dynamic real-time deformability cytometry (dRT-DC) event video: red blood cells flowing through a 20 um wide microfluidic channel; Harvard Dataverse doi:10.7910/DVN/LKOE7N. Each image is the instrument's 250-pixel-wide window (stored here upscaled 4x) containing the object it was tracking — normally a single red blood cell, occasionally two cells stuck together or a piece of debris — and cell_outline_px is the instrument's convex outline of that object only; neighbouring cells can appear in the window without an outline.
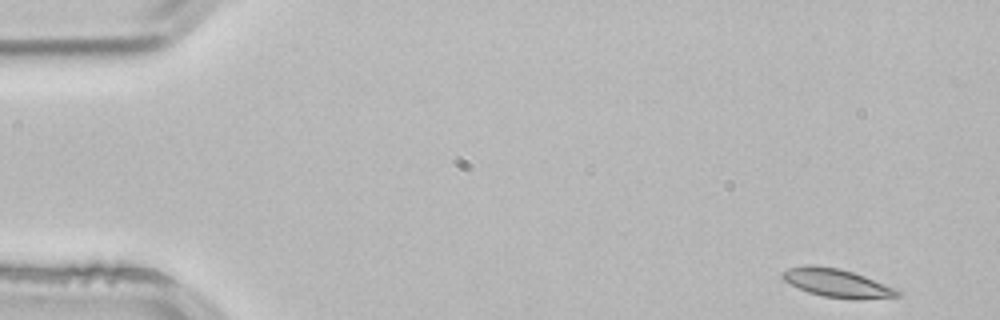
{"species": "common noctule bat (a hibernating species)", "species_latin": "Nyctalus noctula", "temperature_condition": "room temperature", "stored_images_in_passage": 4, "segment_of_instrument_passage": [1, 2], "camera_frame_rate_fps": 3000, "um_per_image_px": 0.085, "animal": {"sex": "male", "body_mass_g": 21.5, "forearm_length_mm": 52.0}, "frame": {"image": 1, "passage_image": 1, "time_ms": 0.0, "image_size_px": [1000, 320], "cell_outline_px": [[904, 296], [824, 296], [808, 292], [784, 280], [780, 276], [780, 272], [788, 268], [804, 264], [808, 264], [840, 268], [864, 276], [896, 288], [904, 292]], "centroid_in_image_um": [71.05, 23.98], "position_along_channel_um": 13.9, "area_um2": 18.09}}
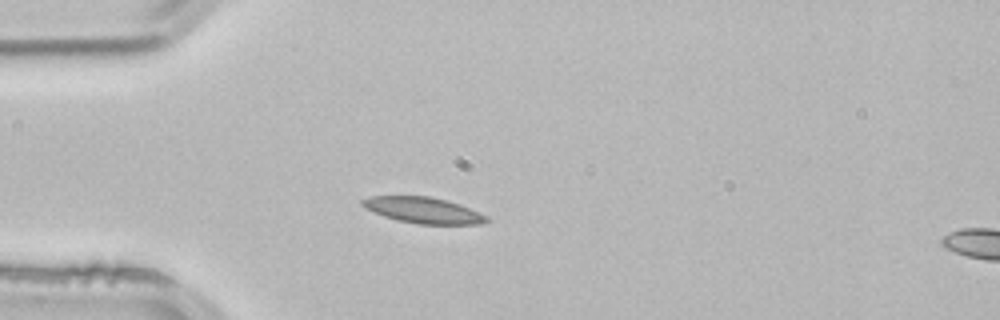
{"frame": {"image": 2, "passage_image": 3, "time_ms": 0.667, "image_size_px": [1000, 320], "cell_outline_px": [[492, 220], [484, 224], [416, 224], [396, 220], [372, 212], [364, 208], [360, 204], [360, 200], [372, 196], [428, 196], [448, 200], [460, 204], [488, 216]], "centroid_in_image_um": [35.99, 17.87], "position_along_channel_um": 49.0, "area_um2": 19.13}}